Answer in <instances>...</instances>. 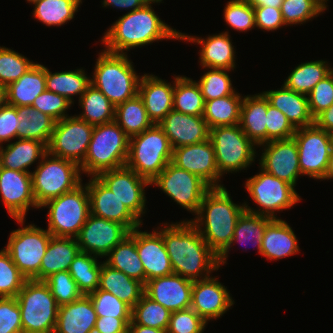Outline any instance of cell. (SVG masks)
<instances>
[{"label": "cell", "mask_w": 333, "mask_h": 333, "mask_svg": "<svg viewBox=\"0 0 333 333\" xmlns=\"http://www.w3.org/2000/svg\"><path fill=\"white\" fill-rule=\"evenodd\" d=\"M114 121L129 138L142 133L153 125L139 94L115 107Z\"/></svg>", "instance_id": "cell-42"}, {"label": "cell", "mask_w": 333, "mask_h": 333, "mask_svg": "<svg viewBox=\"0 0 333 333\" xmlns=\"http://www.w3.org/2000/svg\"><path fill=\"white\" fill-rule=\"evenodd\" d=\"M85 70L75 69L66 70L62 72L52 73L45 66V85L46 90L50 92L57 93L65 97L68 101L74 104L73 96H78L79 98L86 91L88 86L91 84L90 76L85 74Z\"/></svg>", "instance_id": "cell-39"}, {"label": "cell", "mask_w": 333, "mask_h": 333, "mask_svg": "<svg viewBox=\"0 0 333 333\" xmlns=\"http://www.w3.org/2000/svg\"><path fill=\"white\" fill-rule=\"evenodd\" d=\"M35 62L24 55L0 46V84L5 88L17 81Z\"/></svg>", "instance_id": "cell-48"}, {"label": "cell", "mask_w": 333, "mask_h": 333, "mask_svg": "<svg viewBox=\"0 0 333 333\" xmlns=\"http://www.w3.org/2000/svg\"><path fill=\"white\" fill-rule=\"evenodd\" d=\"M244 211V203H234L225 187L211 188L190 221L219 257L230 246L237 221Z\"/></svg>", "instance_id": "cell-3"}, {"label": "cell", "mask_w": 333, "mask_h": 333, "mask_svg": "<svg viewBox=\"0 0 333 333\" xmlns=\"http://www.w3.org/2000/svg\"><path fill=\"white\" fill-rule=\"evenodd\" d=\"M71 105L72 103L62 95L45 90L35 98L32 107L49 115L55 121H60L69 116L67 110Z\"/></svg>", "instance_id": "cell-57"}, {"label": "cell", "mask_w": 333, "mask_h": 333, "mask_svg": "<svg viewBox=\"0 0 333 333\" xmlns=\"http://www.w3.org/2000/svg\"><path fill=\"white\" fill-rule=\"evenodd\" d=\"M162 227L157 229L162 235L174 274L195 281L219 270V257L190 220L165 223Z\"/></svg>", "instance_id": "cell-1"}, {"label": "cell", "mask_w": 333, "mask_h": 333, "mask_svg": "<svg viewBox=\"0 0 333 333\" xmlns=\"http://www.w3.org/2000/svg\"><path fill=\"white\" fill-rule=\"evenodd\" d=\"M26 1H27L29 4H30V3L33 4V3H35L36 1H39V0H26Z\"/></svg>", "instance_id": "cell-71"}, {"label": "cell", "mask_w": 333, "mask_h": 333, "mask_svg": "<svg viewBox=\"0 0 333 333\" xmlns=\"http://www.w3.org/2000/svg\"><path fill=\"white\" fill-rule=\"evenodd\" d=\"M293 139L298 147L301 175L324 180L333 151L332 134L314 123L297 128Z\"/></svg>", "instance_id": "cell-13"}, {"label": "cell", "mask_w": 333, "mask_h": 333, "mask_svg": "<svg viewBox=\"0 0 333 333\" xmlns=\"http://www.w3.org/2000/svg\"><path fill=\"white\" fill-rule=\"evenodd\" d=\"M47 230L55 237L76 238L90 214L87 185L83 183L73 191L47 201Z\"/></svg>", "instance_id": "cell-9"}, {"label": "cell", "mask_w": 333, "mask_h": 333, "mask_svg": "<svg viewBox=\"0 0 333 333\" xmlns=\"http://www.w3.org/2000/svg\"><path fill=\"white\" fill-rule=\"evenodd\" d=\"M17 139L37 140L48 145L55 120L32 106L17 107Z\"/></svg>", "instance_id": "cell-38"}, {"label": "cell", "mask_w": 333, "mask_h": 333, "mask_svg": "<svg viewBox=\"0 0 333 333\" xmlns=\"http://www.w3.org/2000/svg\"><path fill=\"white\" fill-rule=\"evenodd\" d=\"M173 92V110L183 114L202 116L205 100L196 80L185 76H175Z\"/></svg>", "instance_id": "cell-43"}, {"label": "cell", "mask_w": 333, "mask_h": 333, "mask_svg": "<svg viewBox=\"0 0 333 333\" xmlns=\"http://www.w3.org/2000/svg\"><path fill=\"white\" fill-rule=\"evenodd\" d=\"M131 318L98 317L95 327L101 333H127Z\"/></svg>", "instance_id": "cell-62"}, {"label": "cell", "mask_w": 333, "mask_h": 333, "mask_svg": "<svg viewBox=\"0 0 333 333\" xmlns=\"http://www.w3.org/2000/svg\"><path fill=\"white\" fill-rule=\"evenodd\" d=\"M311 116L315 119L333 103V74L330 73L319 81L308 94Z\"/></svg>", "instance_id": "cell-58"}, {"label": "cell", "mask_w": 333, "mask_h": 333, "mask_svg": "<svg viewBox=\"0 0 333 333\" xmlns=\"http://www.w3.org/2000/svg\"><path fill=\"white\" fill-rule=\"evenodd\" d=\"M105 257L106 264L145 284V270L136 248V228Z\"/></svg>", "instance_id": "cell-36"}, {"label": "cell", "mask_w": 333, "mask_h": 333, "mask_svg": "<svg viewBox=\"0 0 333 333\" xmlns=\"http://www.w3.org/2000/svg\"><path fill=\"white\" fill-rule=\"evenodd\" d=\"M242 100V94L235 91L232 95L205 101L202 117L208 128L239 124Z\"/></svg>", "instance_id": "cell-40"}, {"label": "cell", "mask_w": 333, "mask_h": 333, "mask_svg": "<svg viewBox=\"0 0 333 333\" xmlns=\"http://www.w3.org/2000/svg\"><path fill=\"white\" fill-rule=\"evenodd\" d=\"M318 2H320L326 9H327V1L328 0H317Z\"/></svg>", "instance_id": "cell-69"}, {"label": "cell", "mask_w": 333, "mask_h": 333, "mask_svg": "<svg viewBox=\"0 0 333 333\" xmlns=\"http://www.w3.org/2000/svg\"><path fill=\"white\" fill-rule=\"evenodd\" d=\"M16 299L23 333H54L59 305L44 281L26 280Z\"/></svg>", "instance_id": "cell-8"}, {"label": "cell", "mask_w": 333, "mask_h": 333, "mask_svg": "<svg viewBox=\"0 0 333 333\" xmlns=\"http://www.w3.org/2000/svg\"><path fill=\"white\" fill-rule=\"evenodd\" d=\"M90 214L124 225L130 232L143 225L97 176L87 183Z\"/></svg>", "instance_id": "cell-22"}, {"label": "cell", "mask_w": 333, "mask_h": 333, "mask_svg": "<svg viewBox=\"0 0 333 333\" xmlns=\"http://www.w3.org/2000/svg\"><path fill=\"white\" fill-rule=\"evenodd\" d=\"M80 166L48 152L32 172V191L37 206L76 189L82 184Z\"/></svg>", "instance_id": "cell-7"}, {"label": "cell", "mask_w": 333, "mask_h": 333, "mask_svg": "<svg viewBox=\"0 0 333 333\" xmlns=\"http://www.w3.org/2000/svg\"><path fill=\"white\" fill-rule=\"evenodd\" d=\"M182 41H190L201 46L199 50V62L204 69H226L234 70L235 54L232 40L230 39L229 32H222L218 34L208 35L205 39L202 37L191 36L186 33H181Z\"/></svg>", "instance_id": "cell-26"}, {"label": "cell", "mask_w": 333, "mask_h": 333, "mask_svg": "<svg viewBox=\"0 0 333 333\" xmlns=\"http://www.w3.org/2000/svg\"><path fill=\"white\" fill-rule=\"evenodd\" d=\"M44 282L59 306L74 302L83 295L68 271L53 273Z\"/></svg>", "instance_id": "cell-53"}, {"label": "cell", "mask_w": 333, "mask_h": 333, "mask_svg": "<svg viewBox=\"0 0 333 333\" xmlns=\"http://www.w3.org/2000/svg\"><path fill=\"white\" fill-rule=\"evenodd\" d=\"M230 291L215 276L193 281L191 308L207 323L221 318L235 304Z\"/></svg>", "instance_id": "cell-21"}, {"label": "cell", "mask_w": 333, "mask_h": 333, "mask_svg": "<svg viewBox=\"0 0 333 333\" xmlns=\"http://www.w3.org/2000/svg\"><path fill=\"white\" fill-rule=\"evenodd\" d=\"M269 104L285 114L297 129L314 124L308 103V95L288 89L284 84L280 89L263 91Z\"/></svg>", "instance_id": "cell-28"}, {"label": "cell", "mask_w": 333, "mask_h": 333, "mask_svg": "<svg viewBox=\"0 0 333 333\" xmlns=\"http://www.w3.org/2000/svg\"><path fill=\"white\" fill-rule=\"evenodd\" d=\"M150 0H103L102 7H114L120 10H129L132 12L134 10L142 8Z\"/></svg>", "instance_id": "cell-63"}, {"label": "cell", "mask_w": 333, "mask_h": 333, "mask_svg": "<svg viewBox=\"0 0 333 333\" xmlns=\"http://www.w3.org/2000/svg\"><path fill=\"white\" fill-rule=\"evenodd\" d=\"M173 149L164 130L153 124L129 138L126 166L152 182L172 160Z\"/></svg>", "instance_id": "cell-6"}, {"label": "cell", "mask_w": 333, "mask_h": 333, "mask_svg": "<svg viewBox=\"0 0 333 333\" xmlns=\"http://www.w3.org/2000/svg\"><path fill=\"white\" fill-rule=\"evenodd\" d=\"M245 188L251 199L259 206L257 210L251 208L244 202L245 210L278 219L276 212L287 210L296 205L301 197L297 194L295 188L265 172L260 168V172L249 179H246Z\"/></svg>", "instance_id": "cell-12"}, {"label": "cell", "mask_w": 333, "mask_h": 333, "mask_svg": "<svg viewBox=\"0 0 333 333\" xmlns=\"http://www.w3.org/2000/svg\"><path fill=\"white\" fill-rule=\"evenodd\" d=\"M207 324L190 307L171 312L166 333H203Z\"/></svg>", "instance_id": "cell-55"}, {"label": "cell", "mask_w": 333, "mask_h": 333, "mask_svg": "<svg viewBox=\"0 0 333 333\" xmlns=\"http://www.w3.org/2000/svg\"><path fill=\"white\" fill-rule=\"evenodd\" d=\"M272 220L273 218L271 217L250 213L245 210L237 221L230 246L219 256V265L224 266L229 250L236 242L240 244L251 243L256 246L255 248H257L258 253L261 254L265 229Z\"/></svg>", "instance_id": "cell-37"}, {"label": "cell", "mask_w": 333, "mask_h": 333, "mask_svg": "<svg viewBox=\"0 0 333 333\" xmlns=\"http://www.w3.org/2000/svg\"><path fill=\"white\" fill-rule=\"evenodd\" d=\"M223 14L226 24L234 30L245 32L255 28L254 8L243 1H228Z\"/></svg>", "instance_id": "cell-54"}, {"label": "cell", "mask_w": 333, "mask_h": 333, "mask_svg": "<svg viewBox=\"0 0 333 333\" xmlns=\"http://www.w3.org/2000/svg\"><path fill=\"white\" fill-rule=\"evenodd\" d=\"M247 4H249L251 7H259V6H270L274 8H281V5L284 0H240Z\"/></svg>", "instance_id": "cell-65"}, {"label": "cell", "mask_w": 333, "mask_h": 333, "mask_svg": "<svg viewBox=\"0 0 333 333\" xmlns=\"http://www.w3.org/2000/svg\"><path fill=\"white\" fill-rule=\"evenodd\" d=\"M158 125L167 135L172 149L209 139L210 129L202 116L171 110Z\"/></svg>", "instance_id": "cell-24"}, {"label": "cell", "mask_w": 333, "mask_h": 333, "mask_svg": "<svg viewBox=\"0 0 333 333\" xmlns=\"http://www.w3.org/2000/svg\"><path fill=\"white\" fill-rule=\"evenodd\" d=\"M88 333H101L96 329V327L92 328Z\"/></svg>", "instance_id": "cell-70"}, {"label": "cell", "mask_w": 333, "mask_h": 333, "mask_svg": "<svg viewBox=\"0 0 333 333\" xmlns=\"http://www.w3.org/2000/svg\"><path fill=\"white\" fill-rule=\"evenodd\" d=\"M14 221L22 227L11 231L4 249L27 280L39 281L42 258L52 235L47 229L37 227L34 223L24 226L25 219Z\"/></svg>", "instance_id": "cell-10"}, {"label": "cell", "mask_w": 333, "mask_h": 333, "mask_svg": "<svg viewBox=\"0 0 333 333\" xmlns=\"http://www.w3.org/2000/svg\"><path fill=\"white\" fill-rule=\"evenodd\" d=\"M93 303L88 295L59 306L54 333H88L97 321Z\"/></svg>", "instance_id": "cell-29"}, {"label": "cell", "mask_w": 333, "mask_h": 333, "mask_svg": "<svg viewBox=\"0 0 333 333\" xmlns=\"http://www.w3.org/2000/svg\"><path fill=\"white\" fill-rule=\"evenodd\" d=\"M280 10L285 25L291 26L314 19L326 8L317 0H284Z\"/></svg>", "instance_id": "cell-49"}, {"label": "cell", "mask_w": 333, "mask_h": 333, "mask_svg": "<svg viewBox=\"0 0 333 333\" xmlns=\"http://www.w3.org/2000/svg\"><path fill=\"white\" fill-rule=\"evenodd\" d=\"M136 228V248L145 270V283L150 279L173 274L163 238L158 229L153 232Z\"/></svg>", "instance_id": "cell-25"}, {"label": "cell", "mask_w": 333, "mask_h": 333, "mask_svg": "<svg viewBox=\"0 0 333 333\" xmlns=\"http://www.w3.org/2000/svg\"><path fill=\"white\" fill-rule=\"evenodd\" d=\"M174 83L171 84L158 76L147 74L141 76L138 94L144 102L149 119L158 124L173 110Z\"/></svg>", "instance_id": "cell-27"}, {"label": "cell", "mask_w": 333, "mask_h": 333, "mask_svg": "<svg viewBox=\"0 0 333 333\" xmlns=\"http://www.w3.org/2000/svg\"><path fill=\"white\" fill-rule=\"evenodd\" d=\"M97 258L99 257L80 251L70 264L68 272L83 295H89L99 286L102 262H98Z\"/></svg>", "instance_id": "cell-46"}, {"label": "cell", "mask_w": 333, "mask_h": 333, "mask_svg": "<svg viewBox=\"0 0 333 333\" xmlns=\"http://www.w3.org/2000/svg\"><path fill=\"white\" fill-rule=\"evenodd\" d=\"M258 147L263 149L259 168L295 188L298 177L302 176L296 141L293 138L272 140Z\"/></svg>", "instance_id": "cell-19"}, {"label": "cell", "mask_w": 333, "mask_h": 333, "mask_svg": "<svg viewBox=\"0 0 333 333\" xmlns=\"http://www.w3.org/2000/svg\"><path fill=\"white\" fill-rule=\"evenodd\" d=\"M267 142L293 138L296 128L286 118L285 114L269 104L267 99Z\"/></svg>", "instance_id": "cell-56"}, {"label": "cell", "mask_w": 333, "mask_h": 333, "mask_svg": "<svg viewBox=\"0 0 333 333\" xmlns=\"http://www.w3.org/2000/svg\"><path fill=\"white\" fill-rule=\"evenodd\" d=\"M0 198L13 219H26L28 210L38 208L32 191L31 173L2 167L0 171Z\"/></svg>", "instance_id": "cell-20"}, {"label": "cell", "mask_w": 333, "mask_h": 333, "mask_svg": "<svg viewBox=\"0 0 333 333\" xmlns=\"http://www.w3.org/2000/svg\"><path fill=\"white\" fill-rule=\"evenodd\" d=\"M98 289L112 293L131 308L144 294L143 283L118 271L104 261L100 270Z\"/></svg>", "instance_id": "cell-34"}, {"label": "cell", "mask_w": 333, "mask_h": 333, "mask_svg": "<svg viewBox=\"0 0 333 333\" xmlns=\"http://www.w3.org/2000/svg\"><path fill=\"white\" fill-rule=\"evenodd\" d=\"M170 315L171 312L168 309L143 294L132 308L129 324H139L166 331Z\"/></svg>", "instance_id": "cell-47"}, {"label": "cell", "mask_w": 333, "mask_h": 333, "mask_svg": "<svg viewBox=\"0 0 333 333\" xmlns=\"http://www.w3.org/2000/svg\"><path fill=\"white\" fill-rule=\"evenodd\" d=\"M1 168H2V164H1V156H0V171H1Z\"/></svg>", "instance_id": "cell-72"}, {"label": "cell", "mask_w": 333, "mask_h": 333, "mask_svg": "<svg viewBox=\"0 0 333 333\" xmlns=\"http://www.w3.org/2000/svg\"><path fill=\"white\" fill-rule=\"evenodd\" d=\"M127 333H166V331L139 324H129Z\"/></svg>", "instance_id": "cell-66"}, {"label": "cell", "mask_w": 333, "mask_h": 333, "mask_svg": "<svg viewBox=\"0 0 333 333\" xmlns=\"http://www.w3.org/2000/svg\"><path fill=\"white\" fill-rule=\"evenodd\" d=\"M255 27L266 30L276 31L282 26H286L280 8L259 6L254 8Z\"/></svg>", "instance_id": "cell-61"}, {"label": "cell", "mask_w": 333, "mask_h": 333, "mask_svg": "<svg viewBox=\"0 0 333 333\" xmlns=\"http://www.w3.org/2000/svg\"><path fill=\"white\" fill-rule=\"evenodd\" d=\"M209 138L214 146L216 164L222 177L227 173L246 170L256 159L257 146L239 124L213 127Z\"/></svg>", "instance_id": "cell-11"}, {"label": "cell", "mask_w": 333, "mask_h": 333, "mask_svg": "<svg viewBox=\"0 0 333 333\" xmlns=\"http://www.w3.org/2000/svg\"><path fill=\"white\" fill-rule=\"evenodd\" d=\"M329 179H333V151H332L330 159H329V164H328V168H327L326 176H325L324 180H329Z\"/></svg>", "instance_id": "cell-67"}, {"label": "cell", "mask_w": 333, "mask_h": 333, "mask_svg": "<svg viewBox=\"0 0 333 333\" xmlns=\"http://www.w3.org/2000/svg\"><path fill=\"white\" fill-rule=\"evenodd\" d=\"M97 177L143 223L144 219L141 218L147 209L144 189L150 186L151 182L127 166L101 172Z\"/></svg>", "instance_id": "cell-16"}, {"label": "cell", "mask_w": 333, "mask_h": 333, "mask_svg": "<svg viewBox=\"0 0 333 333\" xmlns=\"http://www.w3.org/2000/svg\"><path fill=\"white\" fill-rule=\"evenodd\" d=\"M93 129L94 125L76 115L56 121L47 152L80 166L86 157Z\"/></svg>", "instance_id": "cell-15"}, {"label": "cell", "mask_w": 333, "mask_h": 333, "mask_svg": "<svg viewBox=\"0 0 333 333\" xmlns=\"http://www.w3.org/2000/svg\"><path fill=\"white\" fill-rule=\"evenodd\" d=\"M192 287V280L173 273L146 281L144 294L174 312L191 307Z\"/></svg>", "instance_id": "cell-23"}, {"label": "cell", "mask_w": 333, "mask_h": 333, "mask_svg": "<svg viewBox=\"0 0 333 333\" xmlns=\"http://www.w3.org/2000/svg\"><path fill=\"white\" fill-rule=\"evenodd\" d=\"M82 0H39L33 3V16L46 26H63L73 20Z\"/></svg>", "instance_id": "cell-45"}, {"label": "cell", "mask_w": 333, "mask_h": 333, "mask_svg": "<svg viewBox=\"0 0 333 333\" xmlns=\"http://www.w3.org/2000/svg\"><path fill=\"white\" fill-rule=\"evenodd\" d=\"M163 0H150L142 8L127 12L117 19L101 38L104 50L127 54L131 49L165 39L180 40L181 32L167 25L155 13L151 4Z\"/></svg>", "instance_id": "cell-2"}, {"label": "cell", "mask_w": 333, "mask_h": 333, "mask_svg": "<svg viewBox=\"0 0 333 333\" xmlns=\"http://www.w3.org/2000/svg\"><path fill=\"white\" fill-rule=\"evenodd\" d=\"M45 90V66L36 62L6 87V103L15 107L32 106L35 98Z\"/></svg>", "instance_id": "cell-33"}, {"label": "cell", "mask_w": 333, "mask_h": 333, "mask_svg": "<svg viewBox=\"0 0 333 333\" xmlns=\"http://www.w3.org/2000/svg\"><path fill=\"white\" fill-rule=\"evenodd\" d=\"M132 63L127 54L103 49L98 54L90 81L115 107L138 94L141 76L137 75Z\"/></svg>", "instance_id": "cell-4"}, {"label": "cell", "mask_w": 333, "mask_h": 333, "mask_svg": "<svg viewBox=\"0 0 333 333\" xmlns=\"http://www.w3.org/2000/svg\"><path fill=\"white\" fill-rule=\"evenodd\" d=\"M158 186L182 208L198 213L202 199L211 187L200 177L169 162L165 169L151 182Z\"/></svg>", "instance_id": "cell-14"}, {"label": "cell", "mask_w": 333, "mask_h": 333, "mask_svg": "<svg viewBox=\"0 0 333 333\" xmlns=\"http://www.w3.org/2000/svg\"><path fill=\"white\" fill-rule=\"evenodd\" d=\"M171 162L204 180L211 188L224 187L210 140L173 149Z\"/></svg>", "instance_id": "cell-18"}, {"label": "cell", "mask_w": 333, "mask_h": 333, "mask_svg": "<svg viewBox=\"0 0 333 333\" xmlns=\"http://www.w3.org/2000/svg\"><path fill=\"white\" fill-rule=\"evenodd\" d=\"M82 113L76 115L92 125L110 123L115 120V106L111 101L92 84L78 100Z\"/></svg>", "instance_id": "cell-41"}, {"label": "cell", "mask_w": 333, "mask_h": 333, "mask_svg": "<svg viewBox=\"0 0 333 333\" xmlns=\"http://www.w3.org/2000/svg\"><path fill=\"white\" fill-rule=\"evenodd\" d=\"M46 153L44 143L31 139H17L0 146L2 167L21 172L31 173L29 167L37 160L40 162Z\"/></svg>", "instance_id": "cell-32"}, {"label": "cell", "mask_w": 333, "mask_h": 333, "mask_svg": "<svg viewBox=\"0 0 333 333\" xmlns=\"http://www.w3.org/2000/svg\"><path fill=\"white\" fill-rule=\"evenodd\" d=\"M330 73L331 66L327 61H308L298 64L284 81V85L295 92L308 95Z\"/></svg>", "instance_id": "cell-44"}, {"label": "cell", "mask_w": 333, "mask_h": 333, "mask_svg": "<svg viewBox=\"0 0 333 333\" xmlns=\"http://www.w3.org/2000/svg\"><path fill=\"white\" fill-rule=\"evenodd\" d=\"M20 124L17 119V107L5 103L0 107V146L3 142L17 139V128Z\"/></svg>", "instance_id": "cell-60"}, {"label": "cell", "mask_w": 333, "mask_h": 333, "mask_svg": "<svg viewBox=\"0 0 333 333\" xmlns=\"http://www.w3.org/2000/svg\"><path fill=\"white\" fill-rule=\"evenodd\" d=\"M314 123L326 132L333 133V103L314 119Z\"/></svg>", "instance_id": "cell-64"}, {"label": "cell", "mask_w": 333, "mask_h": 333, "mask_svg": "<svg viewBox=\"0 0 333 333\" xmlns=\"http://www.w3.org/2000/svg\"><path fill=\"white\" fill-rule=\"evenodd\" d=\"M6 103V88L0 84V107Z\"/></svg>", "instance_id": "cell-68"}, {"label": "cell", "mask_w": 333, "mask_h": 333, "mask_svg": "<svg viewBox=\"0 0 333 333\" xmlns=\"http://www.w3.org/2000/svg\"><path fill=\"white\" fill-rule=\"evenodd\" d=\"M97 317L131 318L132 308L110 292L96 289L88 295Z\"/></svg>", "instance_id": "cell-52"}, {"label": "cell", "mask_w": 333, "mask_h": 333, "mask_svg": "<svg viewBox=\"0 0 333 333\" xmlns=\"http://www.w3.org/2000/svg\"><path fill=\"white\" fill-rule=\"evenodd\" d=\"M27 279L13 263L9 253L0 250V297H16Z\"/></svg>", "instance_id": "cell-51"}, {"label": "cell", "mask_w": 333, "mask_h": 333, "mask_svg": "<svg viewBox=\"0 0 333 333\" xmlns=\"http://www.w3.org/2000/svg\"><path fill=\"white\" fill-rule=\"evenodd\" d=\"M229 71L231 72V70L226 69L210 68L199 81H196L205 101L232 95L236 91L227 73Z\"/></svg>", "instance_id": "cell-50"}, {"label": "cell", "mask_w": 333, "mask_h": 333, "mask_svg": "<svg viewBox=\"0 0 333 333\" xmlns=\"http://www.w3.org/2000/svg\"><path fill=\"white\" fill-rule=\"evenodd\" d=\"M292 227L280 217L273 219L266 227L262 239L261 255L268 260L293 256L300 251Z\"/></svg>", "instance_id": "cell-30"}, {"label": "cell", "mask_w": 333, "mask_h": 333, "mask_svg": "<svg viewBox=\"0 0 333 333\" xmlns=\"http://www.w3.org/2000/svg\"><path fill=\"white\" fill-rule=\"evenodd\" d=\"M129 233L121 223L89 214L76 240L81 252L105 258Z\"/></svg>", "instance_id": "cell-17"}, {"label": "cell", "mask_w": 333, "mask_h": 333, "mask_svg": "<svg viewBox=\"0 0 333 333\" xmlns=\"http://www.w3.org/2000/svg\"><path fill=\"white\" fill-rule=\"evenodd\" d=\"M266 114L267 98L263 93L243 97L239 126L257 147L267 143Z\"/></svg>", "instance_id": "cell-31"}, {"label": "cell", "mask_w": 333, "mask_h": 333, "mask_svg": "<svg viewBox=\"0 0 333 333\" xmlns=\"http://www.w3.org/2000/svg\"><path fill=\"white\" fill-rule=\"evenodd\" d=\"M79 252L76 238L51 236L42 258L39 281H44L53 273L68 271L71 262Z\"/></svg>", "instance_id": "cell-35"}, {"label": "cell", "mask_w": 333, "mask_h": 333, "mask_svg": "<svg viewBox=\"0 0 333 333\" xmlns=\"http://www.w3.org/2000/svg\"><path fill=\"white\" fill-rule=\"evenodd\" d=\"M129 154V137L115 122L95 125L86 157L80 165L87 177L126 166Z\"/></svg>", "instance_id": "cell-5"}, {"label": "cell", "mask_w": 333, "mask_h": 333, "mask_svg": "<svg viewBox=\"0 0 333 333\" xmlns=\"http://www.w3.org/2000/svg\"><path fill=\"white\" fill-rule=\"evenodd\" d=\"M0 333H23L16 297H0Z\"/></svg>", "instance_id": "cell-59"}]
</instances>
